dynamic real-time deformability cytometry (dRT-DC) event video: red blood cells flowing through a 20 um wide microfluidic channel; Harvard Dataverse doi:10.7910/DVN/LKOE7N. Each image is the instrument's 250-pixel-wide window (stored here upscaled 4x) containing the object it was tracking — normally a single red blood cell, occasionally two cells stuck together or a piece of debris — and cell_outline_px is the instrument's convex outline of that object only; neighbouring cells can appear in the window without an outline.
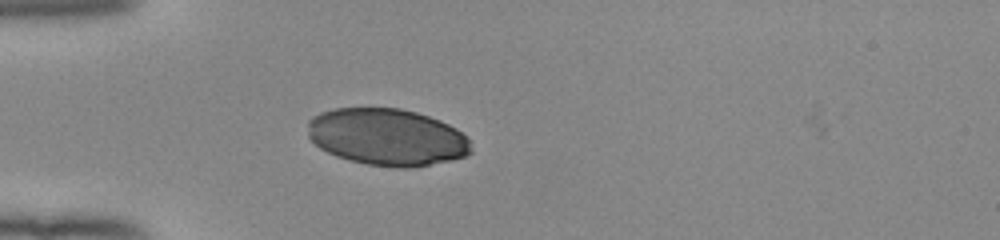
{"species": "human", "species_latin": "Homo sapiens", "temperature_condition": "room temperature", "stored_images_in_passage": 2, "camera_frame_rate_fps": 3000, "um_per_image_px": 0.085, "donor": {"sex": "female"}, "frame": {"image": 1, "passage_image": 1, "time_ms": 0.0, "image_size_px": [1000, 240], "cell_outline_px": [[472, 152], [464, 156], [452, 160], [408, 168], [400, 168], [368, 164], [336, 156], [320, 148], [308, 136], [308, 120], [312, 116], [320, 112], [336, 108], [400, 108], [416, 112], [440, 120], [456, 128], [468, 140]], "centroid_in_image_um": [32.88, 11.64], "position_along_channel_um": 52.1, "area_um2": 54.04}}